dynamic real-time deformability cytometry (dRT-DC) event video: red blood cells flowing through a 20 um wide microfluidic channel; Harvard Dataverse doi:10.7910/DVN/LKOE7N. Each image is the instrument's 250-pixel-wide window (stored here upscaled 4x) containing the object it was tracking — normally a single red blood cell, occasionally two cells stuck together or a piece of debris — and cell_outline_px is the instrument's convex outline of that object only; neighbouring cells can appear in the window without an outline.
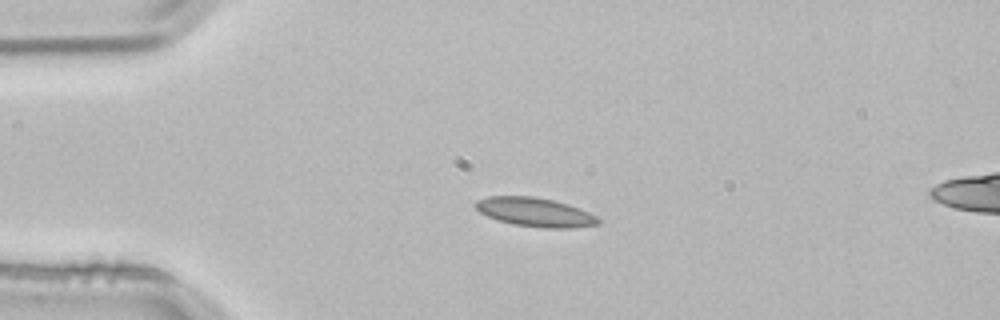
{"species": "common noctule bat (a hibernating species)", "species_latin": "Nyctalus noctula", "temperature_condition": "room temperature", "stored_images_in_passage": 3, "camera_frame_rate_fps": 3000, "um_per_image_px": 0.085, "animal": {"sex": "male", "body_mass_g": 21.5, "forearm_length_mm": 52.0}, "frame": {"image": 1, "passage_image": 1, "time_ms": 0.0, "image_size_px": [1000, 320], "cell_outline_px": [[600, 224], [576, 228], [540, 228], [512, 224], [488, 216], [480, 212], [472, 204], [476, 200], [488, 196], [532, 196], [552, 200], [568, 204], [588, 212], [596, 216], [600, 220]], "centroid_in_image_um": [45.47, 18.04], "position_along_channel_um": 39.5, "area_um2": 20.75}}